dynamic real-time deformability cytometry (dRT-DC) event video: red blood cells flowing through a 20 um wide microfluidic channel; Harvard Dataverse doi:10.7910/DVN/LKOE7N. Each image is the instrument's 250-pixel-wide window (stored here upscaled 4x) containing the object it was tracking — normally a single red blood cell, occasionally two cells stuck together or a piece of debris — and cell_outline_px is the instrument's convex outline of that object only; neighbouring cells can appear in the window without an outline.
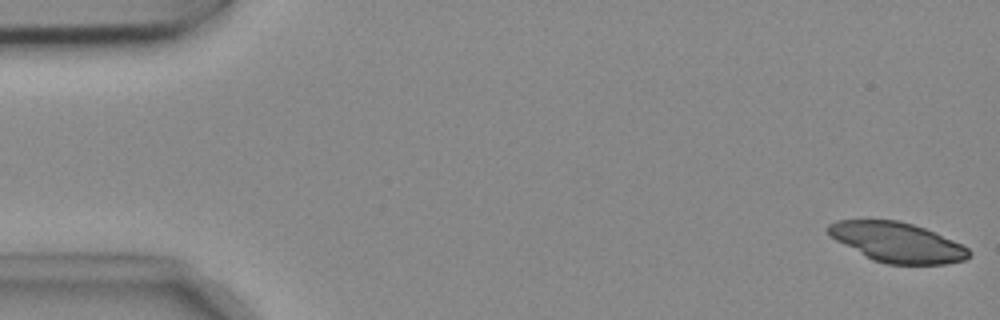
{"species": "common noctule bat (a hibernating species)", "species_latin": "Nyctalus noctula", "temperature_condition": "cold", "stored_images_in_passage": 35, "camera_frame_rate_fps": 3000, "um_per_image_px": 0.085, "animal": {"sex": "female", "body_mass_g": 18.4}, "frame": {"image": 1, "passage_image": 1, "time_ms": 0.0, "image_size_px": [1000, 320], "cell_outline_px": [[972, 256], [964, 260], [944, 264], [888, 264], [872, 260], [836, 240], [824, 228], [828, 224], [836, 220], [896, 220], [912, 224], [936, 232], [968, 248], [972, 252]], "centroid_in_image_um": [76.26, 20.59], "position_along_channel_um": 8.7, "area_um2": 32.54}}
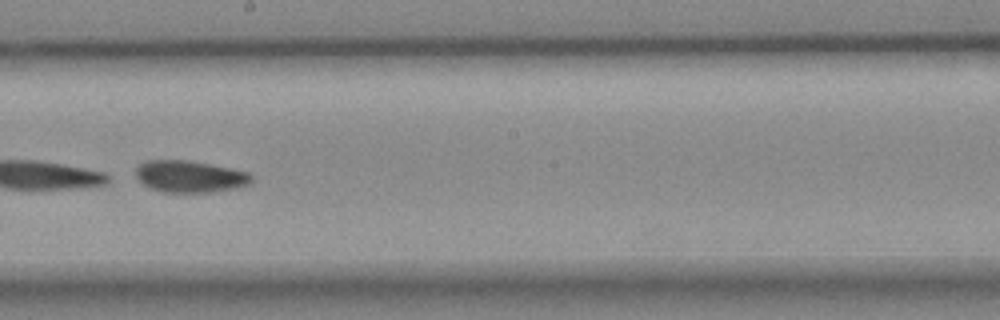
{"frame": {"image": 2, "passage_image": 30, "time_ms": 9.667, "image_size_px": [1000, 320], "cell_outline_px": [[252, 184], [236, 188], [216, 192], [160, 192], [148, 188], [136, 176], [136, 168], [140, 164], [148, 160], [188, 160], [248, 172], [252, 176]], "centroid_in_image_um": [16.14, 15.02], "position_along_channel_um": 232.1, "area_um2": 21.5}}